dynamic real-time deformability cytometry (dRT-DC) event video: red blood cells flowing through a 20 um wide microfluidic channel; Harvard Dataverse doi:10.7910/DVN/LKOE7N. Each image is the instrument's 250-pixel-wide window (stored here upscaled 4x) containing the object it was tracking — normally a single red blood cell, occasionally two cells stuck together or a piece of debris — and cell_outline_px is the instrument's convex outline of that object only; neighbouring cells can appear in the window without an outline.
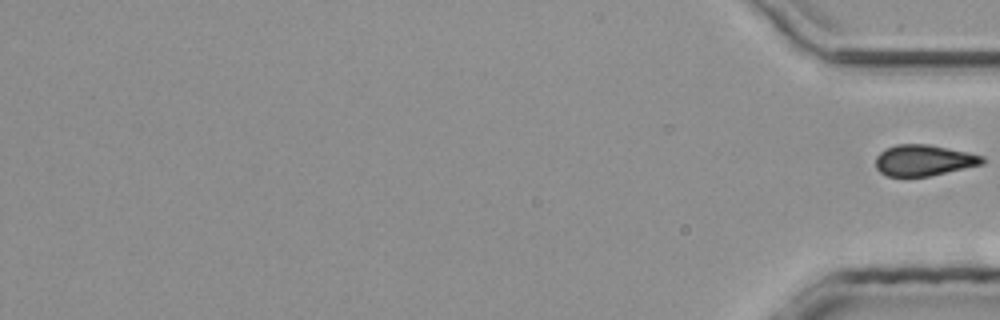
{"species": "common noctule bat (a hibernating species)", "species_latin": "Nyctalus noctula", "temperature_condition": "room temperature", "stored_images_in_passage": 31, "segment_of_instrument_passage": [2, 2], "camera_frame_rate_fps": 3000, "um_per_image_px": 0.085, "animal": {"sex": "male", "body_mass_g": 20.4}, "frame": {"image": 1, "passage_image": 31, "time_ms": 10.0, "image_size_px": [1000, 320], "cell_outline_px": [[984, 164], [928, 176], [888, 176], [880, 172], [876, 168], [876, 156], [884, 148], [896, 144], [928, 144], [968, 152], [984, 156]], "centroid_in_image_um": [78.51, 13.61], "position_along_channel_um": 356.7, "area_um2": 19.31}}